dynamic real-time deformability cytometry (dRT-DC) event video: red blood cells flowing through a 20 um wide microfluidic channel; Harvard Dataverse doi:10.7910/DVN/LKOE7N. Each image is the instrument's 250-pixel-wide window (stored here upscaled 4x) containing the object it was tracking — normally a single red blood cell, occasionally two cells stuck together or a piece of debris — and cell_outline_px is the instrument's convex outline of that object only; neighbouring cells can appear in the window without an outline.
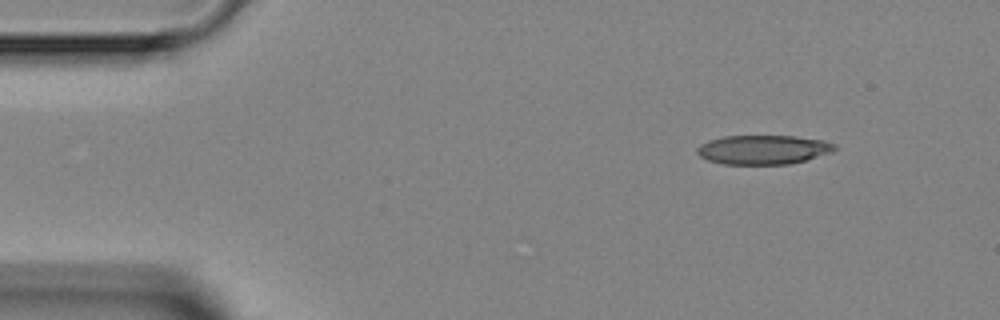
{"species": "Egyptian fruit bat (a non-hibernating species)", "species_latin": "Rousettus aegyptiacus", "temperature_condition": "room temperature", "stored_images_in_passage": 4, "camera_frame_rate_fps": 3000, "um_per_image_px": 0.085, "animal": {"sex": "female"}, "frame": {"image": 1, "passage_image": 1, "time_ms": 0.0, "image_size_px": [1000, 320], "cell_outline_px": [[836, 148], [832, 152], [804, 160], [788, 164], [724, 164], [708, 160], [700, 156], [696, 152], [696, 148], [700, 144], [708, 140], [724, 136], [796, 136], [824, 140], [836, 144]], "centroid_in_image_um": [64.86, 12.71], "position_along_channel_um": 20.1, "area_um2": 23.41}}